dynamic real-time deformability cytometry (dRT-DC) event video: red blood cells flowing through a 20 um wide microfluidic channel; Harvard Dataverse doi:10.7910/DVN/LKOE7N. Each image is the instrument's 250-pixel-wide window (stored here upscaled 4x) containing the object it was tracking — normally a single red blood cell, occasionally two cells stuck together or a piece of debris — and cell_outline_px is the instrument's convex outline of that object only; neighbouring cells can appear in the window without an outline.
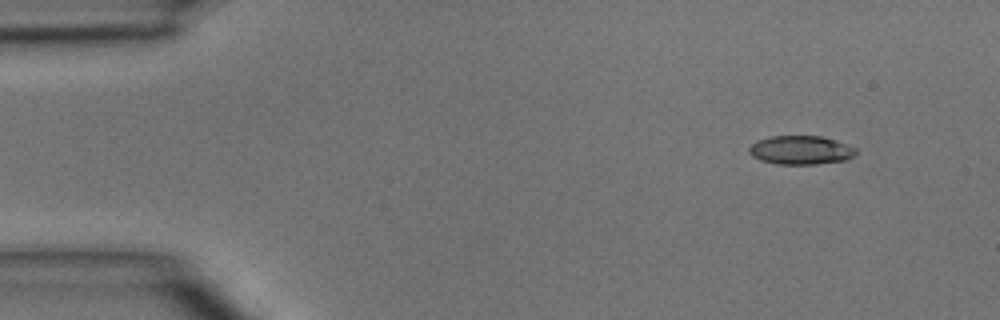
{"species": "common noctule bat (a hibernating species)", "species_latin": "Nyctalus noctula", "temperature_condition": "room temperature", "stored_images_in_passage": 3, "camera_frame_rate_fps": 3000, "um_per_image_px": 0.085, "animal": {"sex": "male", "body_mass_g": 15.6}, "frame": {"image": 1, "passage_image": 1, "time_ms": 0.0, "image_size_px": [1000, 320], "cell_outline_px": [[860, 152], [844, 160], [816, 164], [776, 164], [760, 160], [752, 156], [748, 152], [748, 148], [756, 140], [772, 136], [820, 136], [856, 148]], "centroid_in_image_um": [68.02, 12.76], "position_along_channel_um": 17.0, "area_um2": 17.8}}